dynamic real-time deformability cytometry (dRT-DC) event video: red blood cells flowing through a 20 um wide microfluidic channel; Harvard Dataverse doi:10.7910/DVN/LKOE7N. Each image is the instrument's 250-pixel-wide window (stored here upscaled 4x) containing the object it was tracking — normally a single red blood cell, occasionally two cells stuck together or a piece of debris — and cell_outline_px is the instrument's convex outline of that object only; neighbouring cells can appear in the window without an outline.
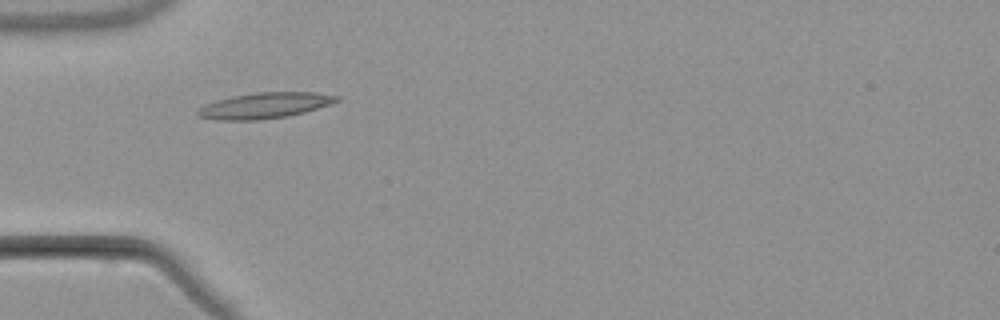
{"species": "common noctule bat (a hibernating species)", "species_latin": "Nyctalus noctula", "temperature_condition": "warm", "stored_images_in_passage": 6, "camera_frame_rate_fps": 3000, "um_per_image_px": 0.085, "animal": {"sex": "male", "body_mass_g": 21.5, "forearm_length_mm": 52.0}, "frame": {"image": 1, "passage_image": 3, "time_ms": 2.333, "image_size_px": [1000, 320], "cell_outline_px": [[340, 100], [332, 104], [304, 112], [288, 116], [260, 120], [216, 120], [196, 116], [196, 108], [204, 104], [216, 100], [232, 96], [256, 92], [316, 92], [340, 96]], "centroid_in_image_um": [22.47, 8.97], "position_along_channel_um": 62.5, "area_um2": 21.21}}
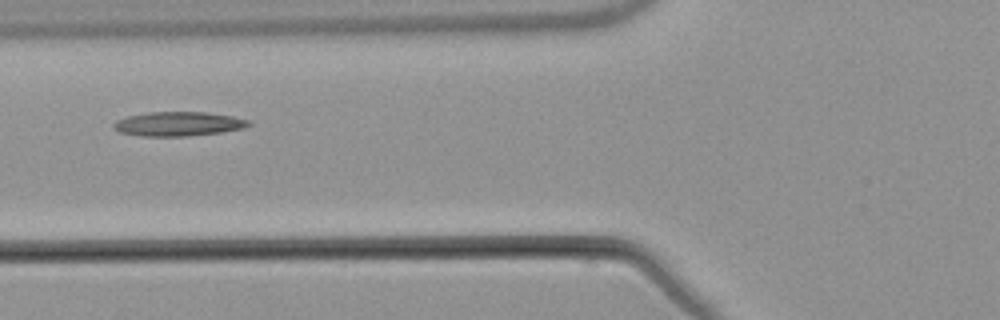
{"frame": {"image": 2, "passage_image": 4, "time_ms": 3.667, "image_size_px": [1000, 320], "cell_outline_px": [[252, 124], [244, 128], [220, 132], [188, 136], [140, 136], [120, 132], [112, 128], [112, 124], [116, 120], [128, 116], [148, 112], [208, 112], [232, 116], [252, 120]], "centroid_in_image_um": [15.17, 10.53], "position_along_channel_um": 110.6, "area_um2": 19.25}}
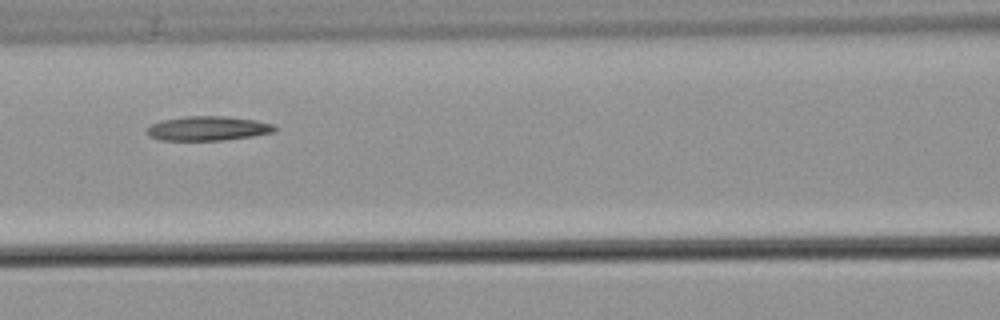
{"frame": {"image": 3, "passage_image": 5, "time_ms": 4.667, "image_size_px": [1000, 320], "cell_outline_px": [[280, 128], [276, 132], [252, 136], [224, 140], [160, 140], [148, 136], [148, 128], [152, 124], [160, 120], [188, 116], [228, 116], [256, 120], [272, 124]], "centroid_in_image_um": [17.72, 10.91], "position_along_channel_um": 148.9, "area_um2": 18.26}}